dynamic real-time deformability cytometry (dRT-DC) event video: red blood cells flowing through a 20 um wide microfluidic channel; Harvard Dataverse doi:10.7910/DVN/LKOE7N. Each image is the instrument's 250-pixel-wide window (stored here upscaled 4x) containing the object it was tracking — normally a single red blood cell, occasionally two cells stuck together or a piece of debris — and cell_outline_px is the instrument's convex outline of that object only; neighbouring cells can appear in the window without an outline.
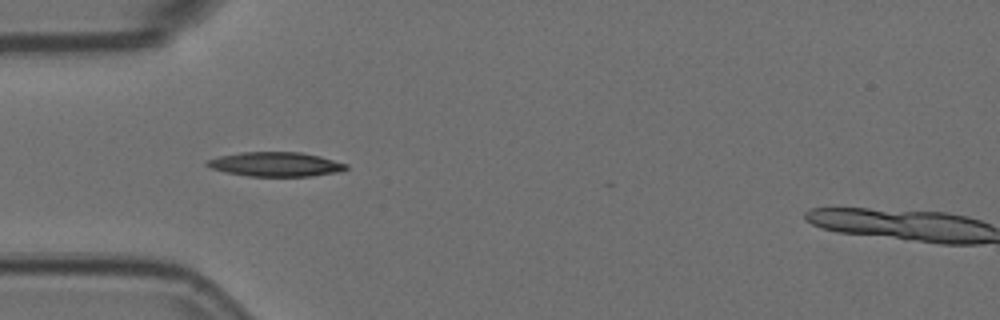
{"species": "Egyptian fruit bat (a non-hibernating species)", "species_latin": "Rousettus aegyptiacus", "temperature_condition": "room temperature", "stored_images_in_passage": 35, "camera_frame_rate_fps": 3000, "um_per_image_px": 0.085, "animal": {"sex": "female"}, "frame": {"image": 1, "passage_image": 1, "time_ms": 0.0, "image_size_px": [1000, 320], "cell_outline_px": [[348, 168], [340, 172], [312, 176], [248, 176], [224, 172], [212, 168], [204, 164], [204, 160], [220, 156], [240, 152], [300, 152], [320, 156], [348, 164]], "centroid_in_image_um": [23.42, 13.96], "position_along_channel_um": 61.6, "area_um2": 19.88}}
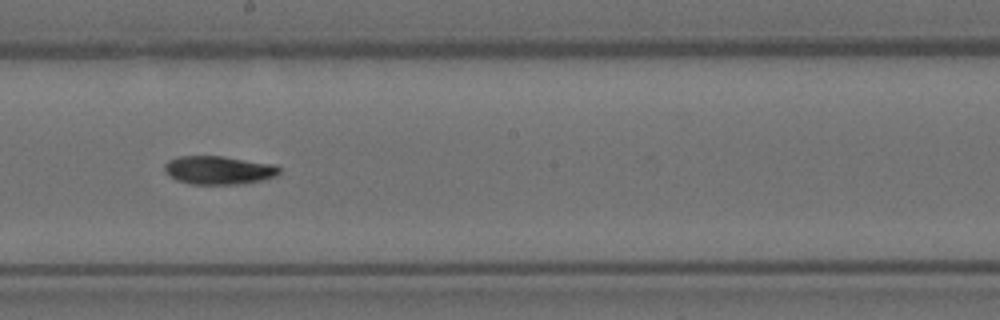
{"frame": {"image": 2, "passage_image": 15, "time_ms": 4.667, "image_size_px": [1000, 320], "cell_outline_px": [[280, 172], [276, 176], [264, 180], [240, 184], [192, 184], [176, 180], [168, 176], [164, 172], [164, 164], [168, 160], [180, 156], [220, 156], [276, 164], [280, 168]], "centroid_in_image_um": [18.58, 14.46], "position_along_channel_um": 229.6, "area_um2": 19.19}}
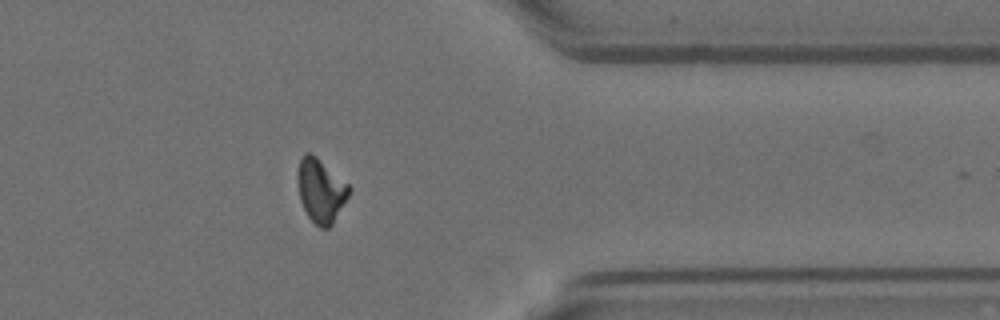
{"frame": {"image": 3, "passage_image": 29, "time_ms": 9.333, "image_size_px": [1000, 320], "cell_outline_px": [[352, 188], [348, 196], [332, 224], [328, 228], [320, 228], [308, 216], [300, 200], [296, 176], [300, 160], [304, 152], [312, 152], [348, 184]], "centroid_in_image_um": [27.25, 16.16], "position_along_channel_um": 384.2, "area_um2": 19.02}}